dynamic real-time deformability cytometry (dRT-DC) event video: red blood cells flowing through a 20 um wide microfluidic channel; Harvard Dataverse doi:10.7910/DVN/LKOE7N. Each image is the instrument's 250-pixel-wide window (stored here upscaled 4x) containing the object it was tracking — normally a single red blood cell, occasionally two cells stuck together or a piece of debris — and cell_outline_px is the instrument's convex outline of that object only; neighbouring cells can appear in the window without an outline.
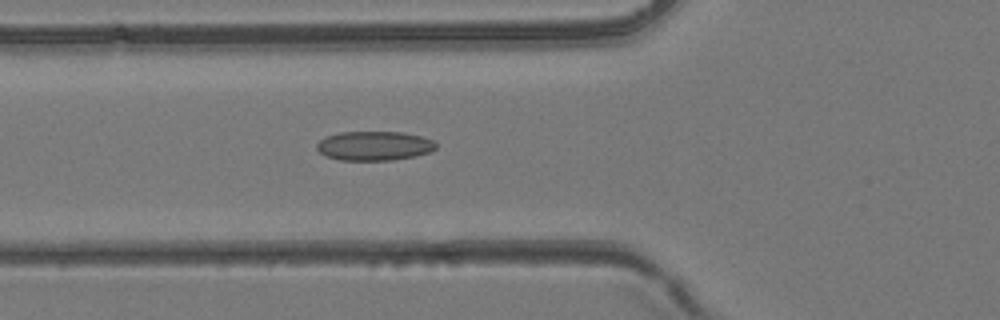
{"species": "common noctule bat (a hibernating species)", "species_latin": "Nyctalus noctula", "temperature_condition": "room temperature", "stored_images_in_passage": 28, "camera_frame_rate_fps": 3000, "um_per_image_px": 0.085, "animal": {"sex": "female", "body_mass_g": 24.6, "forearm_length_mm": 56.2}, "frame": {"image": 1, "passage_image": 10, "time_ms": 3.0, "image_size_px": [1000, 320], "cell_outline_px": [[436, 148], [428, 152], [416, 156], [392, 160], [340, 160], [328, 156], [320, 152], [316, 148], [316, 144], [324, 136], [340, 132], [404, 132], [420, 136], [432, 140], [436, 144]], "centroid_in_image_um": [31.79, 12.39], "position_along_channel_um": 94.0, "area_um2": 20.29}}
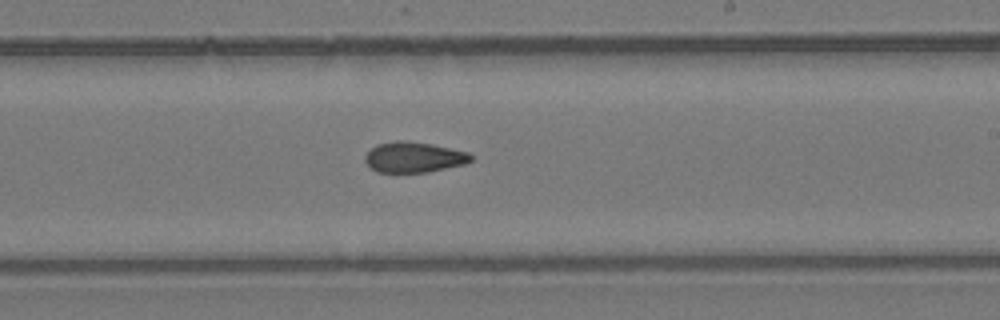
{"frame": {"image": 2, "passage_image": 20, "time_ms": 6.333, "image_size_px": [1000, 320], "cell_outline_px": [[472, 160], [464, 164], [424, 172], [376, 172], [364, 160], [364, 156], [376, 144], [396, 140], [404, 140], [432, 144], [468, 152], [472, 156]], "centroid_in_image_um": [35.15, 13.35], "position_along_channel_um": 253.9, "area_um2": 18.67}}
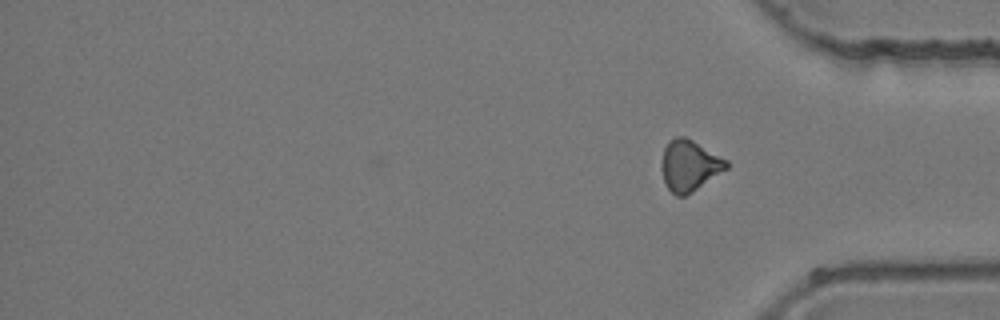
{"frame": {"image": 3, "passage_image": 28, "time_ms": 9.0, "image_size_px": [1000, 320], "cell_outline_px": [[728, 168], [692, 192], [684, 196], [676, 196], [668, 188], [664, 180], [660, 168], [660, 164], [664, 148], [668, 140], [676, 136], [684, 136], [692, 140], [728, 160]], "centroid_in_image_um": [58.57, 14.06], "position_along_channel_um": 376.6, "area_um2": 19.31}}